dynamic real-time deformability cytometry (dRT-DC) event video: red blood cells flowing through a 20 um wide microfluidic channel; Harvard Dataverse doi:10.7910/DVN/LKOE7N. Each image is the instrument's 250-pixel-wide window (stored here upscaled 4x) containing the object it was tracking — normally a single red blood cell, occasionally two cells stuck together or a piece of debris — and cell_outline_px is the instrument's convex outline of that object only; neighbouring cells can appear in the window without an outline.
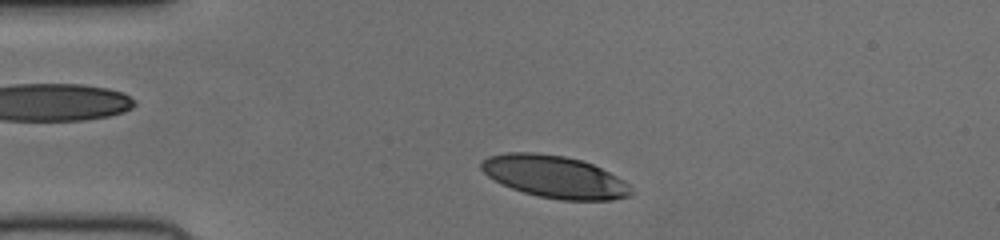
{"species": "human", "species_latin": "Homo sapiens", "temperature_condition": "cold", "stored_images_in_passage": 37, "camera_frame_rate_fps": 3000, "um_per_image_px": 0.085, "donor": {"sex": "female"}, "frame": {"image": 1, "passage_image": 4, "time_ms": 1.0, "image_size_px": [1000, 240], "cell_outline_px": [[632, 196], [612, 200], [560, 200], [536, 196], [512, 188], [488, 176], [480, 168], [480, 164], [488, 156], [508, 152], [532, 152], [564, 156], [580, 160], [592, 164], [624, 180], [628, 184], [632, 192]], "centroid_in_image_um": [47.15, 15.03], "position_along_channel_um": 37.8, "area_um2": 36.65}}
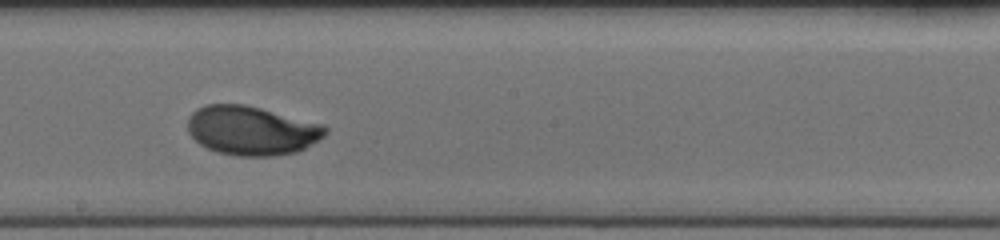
{"frame": {"image": 2, "passage_image": 21, "time_ms": 6.667, "image_size_px": [1000, 240], "cell_outline_px": [[328, 132], [324, 136], [304, 148], [296, 152], [276, 156], [236, 156], [216, 152], [200, 144], [188, 132], [188, 116], [196, 108], [204, 104], [244, 104], [260, 108], [320, 124], [328, 128]], "centroid_in_image_um": [21.34, 11.1], "position_along_channel_um": 226.9, "area_um2": 39.25}}
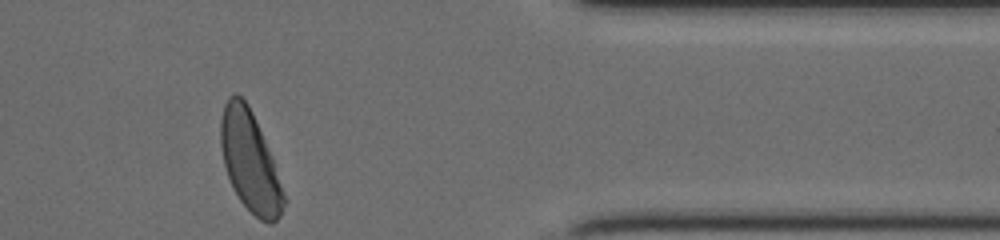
{"frame": {"image": 3, "passage_image": 35, "time_ms": 11.333, "image_size_px": [1000, 240], "cell_outline_px": [[288, 200], [280, 216], [272, 224], [268, 224], [260, 220], [240, 200], [232, 188], [224, 164], [220, 144], [220, 120], [224, 104], [228, 96], [236, 92], [248, 104], [252, 112], [272, 160]], "centroid_in_image_um": [21.24, 13.75], "position_along_channel_um": 390.2, "area_um2": 36.59}}